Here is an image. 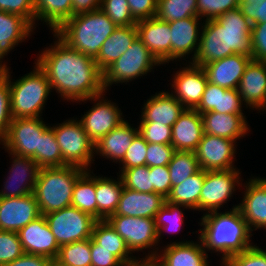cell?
<instances>
[{
	"label": "cell",
	"instance_id": "obj_1",
	"mask_svg": "<svg viewBox=\"0 0 266 266\" xmlns=\"http://www.w3.org/2000/svg\"><path fill=\"white\" fill-rule=\"evenodd\" d=\"M36 62L47 74L51 88L67 101H87L105 92L103 72L95 59L73 50L59 38L41 52Z\"/></svg>",
	"mask_w": 266,
	"mask_h": 266
},
{
	"label": "cell",
	"instance_id": "obj_2",
	"mask_svg": "<svg viewBox=\"0 0 266 266\" xmlns=\"http://www.w3.org/2000/svg\"><path fill=\"white\" fill-rule=\"evenodd\" d=\"M203 24L197 53L189 63L202 67L234 54L252 58V24L238 8Z\"/></svg>",
	"mask_w": 266,
	"mask_h": 266
},
{
	"label": "cell",
	"instance_id": "obj_3",
	"mask_svg": "<svg viewBox=\"0 0 266 266\" xmlns=\"http://www.w3.org/2000/svg\"><path fill=\"white\" fill-rule=\"evenodd\" d=\"M238 205L228 212L205 213L201 218L200 239L207 251L222 253V262L229 256L240 253L252 245L249 231Z\"/></svg>",
	"mask_w": 266,
	"mask_h": 266
},
{
	"label": "cell",
	"instance_id": "obj_4",
	"mask_svg": "<svg viewBox=\"0 0 266 266\" xmlns=\"http://www.w3.org/2000/svg\"><path fill=\"white\" fill-rule=\"evenodd\" d=\"M117 27L101 9H97L74 15L53 33L73 50L96 59L102 44Z\"/></svg>",
	"mask_w": 266,
	"mask_h": 266
},
{
	"label": "cell",
	"instance_id": "obj_5",
	"mask_svg": "<svg viewBox=\"0 0 266 266\" xmlns=\"http://www.w3.org/2000/svg\"><path fill=\"white\" fill-rule=\"evenodd\" d=\"M33 72L11 82L9 67L0 72L10 86V110L13 118L40 117L51 92V84L45 71L35 62Z\"/></svg>",
	"mask_w": 266,
	"mask_h": 266
},
{
	"label": "cell",
	"instance_id": "obj_6",
	"mask_svg": "<svg viewBox=\"0 0 266 266\" xmlns=\"http://www.w3.org/2000/svg\"><path fill=\"white\" fill-rule=\"evenodd\" d=\"M85 171L69 165L41 168L33 192L41 215L71 206L74 185Z\"/></svg>",
	"mask_w": 266,
	"mask_h": 266
},
{
	"label": "cell",
	"instance_id": "obj_7",
	"mask_svg": "<svg viewBox=\"0 0 266 266\" xmlns=\"http://www.w3.org/2000/svg\"><path fill=\"white\" fill-rule=\"evenodd\" d=\"M155 65L161 63L137 36L127 51L103 71L104 90L112 84L137 79L151 72Z\"/></svg>",
	"mask_w": 266,
	"mask_h": 266
},
{
	"label": "cell",
	"instance_id": "obj_8",
	"mask_svg": "<svg viewBox=\"0 0 266 266\" xmlns=\"http://www.w3.org/2000/svg\"><path fill=\"white\" fill-rule=\"evenodd\" d=\"M52 128L62 153L64 166H77L89 170L94 161L95 144L84 131L81 122L70 119Z\"/></svg>",
	"mask_w": 266,
	"mask_h": 266
},
{
	"label": "cell",
	"instance_id": "obj_9",
	"mask_svg": "<svg viewBox=\"0 0 266 266\" xmlns=\"http://www.w3.org/2000/svg\"><path fill=\"white\" fill-rule=\"evenodd\" d=\"M44 217L59 247L92 238V229L97 221L73 206L50 212Z\"/></svg>",
	"mask_w": 266,
	"mask_h": 266
},
{
	"label": "cell",
	"instance_id": "obj_10",
	"mask_svg": "<svg viewBox=\"0 0 266 266\" xmlns=\"http://www.w3.org/2000/svg\"><path fill=\"white\" fill-rule=\"evenodd\" d=\"M46 125L41 117L13 118L8 133L0 144L9 153L34 159L39 154L40 138L48 127Z\"/></svg>",
	"mask_w": 266,
	"mask_h": 266
},
{
	"label": "cell",
	"instance_id": "obj_11",
	"mask_svg": "<svg viewBox=\"0 0 266 266\" xmlns=\"http://www.w3.org/2000/svg\"><path fill=\"white\" fill-rule=\"evenodd\" d=\"M239 170L206 171L199 197V210L218 212L240 184ZM236 184V185H235Z\"/></svg>",
	"mask_w": 266,
	"mask_h": 266
},
{
	"label": "cell",
	"instance_id": "obj_12",
	"mask_svg": "<svg viewBox=\"0 0 266 266\" xmlns=\"http://www.w3.org/2000/svg\"><path fill=\"white\" fill-rule=\"evenodd\" d=\"M107 221L124 239L131 253L158 245L154 218L111 215Z\"/></svg>",
	"mask_w": 266,
	"mask_h": 266
},
{
	"label": "cell",
	"instance_id": "obj_13",
	"mask_svg": "<svg viewBox=\"0 0 266 266\" xmlns=\"http://www.w3.org/2000/svg\"><path fill=\"white\" fill-rule=\"evenodd\" d=\"M104 93L88 98L97 103L79 120L90 140L95 144L123 121L121 110L111 101L104 100ZM102 97V99H101Z\"/></svg>",
	"mask_w": 266,
	"mask_h": 266
},
{
	"label": "cell",
	"instance_id": "obj_14",
	"mask_svg": "<svg viewBox=\"0 0 266 266\" xmlns=\"http://www.w3.org/2000/svg\"><path fill=\"white\" fill-rule=\"evenodd\" d=\"M234 143H236L234 140L204 133L194 151L200 169L205 171L236 169L233 166L236 153Z\"/></svg>",
	"mask_w": 266,
	"mask_h": 266
},
{
	"label": "cell",
	"instance_id": "obj_15",
	"mask_svg": "<svg viewBox=\"0 0 266 266\" xmlns=\"http://www.w3.org/2000/svg\"><path fill=\"white\" fill-rule=\"evenodd\" d=\"M41 216L35 195L0 198V231L18 232Z\"/></svg>",
	"mask_w": 266,
	"mask_h": 266
},
{
	"label": "cell",
	"instance_id": "obj_16",
	"mask_svg": "<svg viewBox=\"0 0 266 266\" xmlns=\"http://www.w3.org/2000/svg\"><path fill=\"white\" fill-rule=\"evenodd\" d=\"M199 244L193 241H181L168 244L159 254L155 249L151 250L141 262L155 259L161 266H209L208 254L199 238ZM197 243V244H196ZM155 250V251H154Z\"/></svg>",
	"mask_w": 266,
	"mask_h": 266
},
{
	"label": "cell",
	"instance_id": "obj_17",
	"mask_svg": "<svg viewBox=\"0 0 266 266\" xmlns=\"http://www.w3.org/2000/svg\"><path fill=\"white\" fill-rule=\"evenodd\" d=\"M17 234L26 254L44 256L53 261L56 259L60 247L44 215L31 221L19 230Z\"/></svg>",
	"mask_w": 266,
	"mask_h": 266
},
{
	"label": "cell",
	"instance_id": "obj_18",
	"mask_svg": "<svg viewBox=\"0 0 266 266\" xmlns=\"http://www.w3.org/2000/svg\"><path fill=\"white\" fill-rule=\"evenodd\" d=\"M9 154L14 159L7 181L4 182V188L0 192V198L20 197L33 193L41 168L31 157Z\"/></svg>",
	"mask_w": 266,
	"mask_h": 266
},
{
	"label": "cell",
	"instance_id": "obj_19",
	"mask_svg": "<svg viewBox=\"0 0 266 266\" xmlns=\"http://www.w3.org/2000/svg\"><path fill=\"white\" fill-rule=\"evenodd\" d=\"M207 83L204 69L190 63L174 75L172 88L175 91L172 94L174 93V97L186 109H195L201 101Z\"/></svg>",
	"mask_w": 266,
	"mask_h": 266
},
{
	"label": "cell",
	"instance_id": "obj_20",
	"mask_svg": "<svg viewBox=\"0 0 266 266\" xmlns=\"http://www.w3.org/2000/svg\"><path fill=\"white\" fill-rule=\"evenodd\" d=\"M138 37L161 63L171 61V30L168 22L157 17L143 19L136 23Z\"/></svg>",
	"mask_w": 266,
	"mask_h": 266
},
{
	"label": "cell",
	"instance_id": "obj_21",
	"mask_svg": "<svg viewBox=\"0 0 266 266\" xmlns=\"http://www.w3.org/2000/svg\"><path fill=\"white\" fill-rule=\"evenodd\" d=\"M243 187L246 188V192L237 209L245 220L249 231L266 229V178L250 179Z\"/></svg>",
	"mask_w": 266,
	"mask_h": 266
},
{
	"label": "cell",
	"instance_id": "obj_22",
	"mask_svg": "<svg viewBox=\"0 0 266 266\" xmlns=\"http://www.w3.org/2000/svg\"><path fill=\"white\" fill-rule=\"evenodd\" d=\"M253 58L234 54L203 65L209 83L226 89H237L246 67Z\"/></svg>",
	"mask_w": 266,
	"mask_h": 266
},
{
	"label": "cell",
	"instance_id": "obj_23",
	"mask_svg": "<svg viewBox=\"0 0 266 266\" xmlns=\"http://www.w3.org/2000/svg\"><path fill=\"white\" fill-rule=\"evenodd\" d=\"M246 107L266 110V62L251 60L237 87Z\"/></svg>",
	"mask_w": 266,
	"mask_h": 266
},
{
	"label": "cell",
	"instance_id": "obj_24",
	"mask_svg": "<svg viewBox=\"0 0 266 266\" xmlns=\"http://www.w3.org/2000/svg\"><path fill=\"white\" fill-rule=\"evenodd\" d=\"M165 201L166 198L158 193H142L124 187L113 215L155 218Z\"/></svg>",
	"mask_w": 266,
	"mask_h": 266
},
{
	"label": "cell",
	"instance_id": "obj_25",
	"mask_svg": "<svg viewBox=\"0 0 266 266\" xmlns=\"http://www.w3.org/2000/svg\"><path fill=\"white\" fill-rule=\"evenodd\" d=\"M200 19L193 16L168 23L171 30V61L184 58L192 52L194 60L200 42Z\"/></svg>",
	"mask_w": 266,
	"mask_h": 266
},
{
	"label": "cell",
	"instance_id": "obj_26",
	"mask_svg": "<svg viewBox=\"0 0 266 266\" xmlns=\"http://www.w3.org/2000/svg\"><path fill=\"white\" fill-rule=\"evenodd\" d=\"M204 134L201 114L185 109L172 125L171 145L175 151H195Z\"/></svg>",
	"mask_w": 266,
	"mask_h": 266
},
{
	"label": "cell",
	"instance_id": "obj_27",
	"mask_svg": "<svg viewBox=\"0 0 266 266\" xmlns=\"http://www.w3.org/2000/svg\"><path fill=\"white\" fill-rule=\"evenodd\" d=\"M140 122H153L172 127L186 109L172 93L159 92L147 99Z\"/></svg>",
	"mask_w": 266,
	"mask_h": 266
},
{
	"label": "cell",
	"instance_id": "obj_28",
	"mask_svg": "<svg viewBox=\"0 0 266 266\" xmlns=\"http://www.w3.org/2000/svg\"><path fill=\"white\" fill-rule=\"evenodd\" d=\"M244 114L219 113L209 111L202 113L205 134L236 140L244 137L249 130Z\"/></svg>",
	"mask_w": 266,
	"mask_h": 266
},
{
	"label": "cell",
	"instance_id": "obj_29",
	"mask_svg": "<svg viewBox=\"0 0 266 266\" xmlns=\"http://www.w3.org/2000/svg\"><path fill=\"white\" fill-rule=\"evenodd\" d=\"M137 133L138 128L131 127L127 120L123 121L95 143L94 151L96 154L100 153V156L120 163Z\"/></svg>",
	"mask_w": 266,
	"mask_h": 266
},
{
	"label": "cell",
	"instance_id": "obj_30",
	"mask_svg": "<svg viewBox=\"0 0 266 266\" xmlns=\"http://www.w3.org/2000/svg\"><path fill=\"white\" fill-rule=\"evenodd\" d=\"M138 36L136 25L118 26L101 46L95 59L98 68L103 72L114 61L119 59Z\"/></svg>",
	"mask_w": 266,
	"mask_h": 266
},
{
	"label": "cell",
	"instance_id": "obj_31",
	"mask_svg": "<svg viewBox=\"0 0 266 266\" xmlns=\"http://www.w3.org/2000/svg\"><path fill=\"white\" fill-rule=\"evenodd\" d=\"M92 239L106 250L112 252L125 266H142L141 260L128 249L124 239L116 232L107 220H98L92 229Z\"/></svg>",
	"mask_w": 266,
	"mask_h": 266
},
{
	"label": "cell",
	"instance_id": "obj_32",
	"mask_svg": "<svg viewBox=\"0 0 266 266\" xmlns=\"http://www.w3.org/2000/svg\"><path fill=\"white\" fill-rule=\"evenodd\" d=\"M33 27L21 16L0 11V63L19 42L33 32Z\"/></svg>",
	"mask_w": 266,
	"mask_h": 266
},
{
	"label": "cell",
	"instance_id": "obj_33",
	"mask_svg": "<svg viewBox=\"0 0 266 266\" xmlns=\"http://www.w3.org/2000/svg\"><path fill=\"white\" fill-rule=\"evenodd\" d=\"M117 180L96 176L97 221L107 220L117 209L124 188L121 177Z\"/></svg>",
	"mask_w": 266,
	"mask_h": 266
},
{
	"label": "cell",
	"instance_id": "obj_34",
	"mask_svg": "<svg viewBox=\"0 0 266 266\" xmlns=\"http://www.w3.org/2000/svg\"><path fill=\"white\" fill-rule=\"evenodd\" d=\"M205 173V170L200 169L181 184L173 186L166 201L199 211V197Z\"/></svg>",
	"mask_w": 266,
	"mask_h": 266
},
{
	"label": "cell",
	"instance_id": "obj_35",
	"mask_svg": "<svg viewBox=\"0 0 266 266\" xmlns=\"http://www.w3.org/2000/svg\"><path fill=\"white\" fill-rule=\"evenodd\" d=\"M35 21L41 20L56 31L72 17V0H33Z\"/></svg>",
	"mask_w": 266,
	"mask_h": 266
},
{
	"label": "cell",
	"instance_id": "obj_36",
	"mask_svg": "<svg viewBox=\"0 0 266 266\" xmlns=\"http://www.w3.org/2000/svg\"><path fill=\"white\" fill-rule=\"evenodd\" d=\"M86 170L76 181L71 206L90 214L97 220L96 176Z\"/></svg>",
	"mask_w": 266,
	"mask_h": 266
},
{
	"label": "cell",
	"instance_id": "obj_37",
	"mask_svg": "<svg viewBox=\"0 0 266 266\" xmlns=\"http://www.w3.org/2000/svg\"><path fill=\"white\" fill-rule=\"evenodd\" d=\"M90 239L60 246L53 266H91Z\"/></svg>",
	"mask_w": 266,
	"mask_h": 266
},
{
	"label": "cell",
	"instance_id": "obj_38",
	"mask_svg": "<svg viewBox=\"0 0 266 266\" xmlns=\"http://www.w3.org/2000/svg\"><path fill=\"white\" fill-rule=\"evenodd\" d=\"M172 187L181 184L188 177L200 170L194 151H175L167 165Z\"/></svg>",
	"mask_w": 266,
	"mask_h": 266
},
{
	"label": "cell",
	"instance_id": "obj_39",
	"mask_svg": "<svg viewBox=\"0 0 266 266\" xmlns=\"http://www.w3.org/2000/svg\"><path fill=\"white\" fill-rule=\"evenodd\" d=\"M33 160L40 168L64 166L62 153L51 126L43 131L39 143V154Z\"/></svg>",
	"mask_w": 266,
	"mask_h": 266
},
{
	"label": "cell",
	"instance_id": "obj_40",
	"mask_svg": "<svg viewBox=\"0 0 266 266\" xmlns=\"http://www.w3.org/2000/svg\"><path fill=\"white\" fill-rule=\"evenodd\" d=\"M198 16L197 0H158L156 17L172 22Z\"/></svg>",
	"mask_w": 266,
	"mask_h": 266
},
{
	"label": "cell",
	"instance_id": "obj_41",
	"mask_svg": "<svg viewBox=\"0 0 266 266\" xmlns=\"http://www.w3.org/2000/svg\"><path fill=\"white\" fill-rule=\"evenodd\" d=\"M181 207L187 209L183 205L173 204L165 201L164 206L155 215V226L158 231V243L160 242V236L163 231L175 233L180 231L183 224V216Z\"/></svg>",
	"mask_w": 266,
	"mask_h": 266
},
{
	"label": "cell",
	"instance_id": "obj_42",
	"mask_svg": "<svg viewBox=\"0 0 266 266\" xmlns=\"http://www.w3.org/2000/svg\"><path fill=\"white\" fill-rule=\"evenodd\" d=\"M123 186L142 193H151L150 167L146 165L121 169Z\"/></svg>",
	"mask_w": 266,
	"mask_h": 266
},
{
	"label": "cell",
	"instance_id": "obj_43",
	"mask_svg": "<svg viewBox=\"0 0 266 266\" xmlns=\"http://www.w3.org/2000/svg\"><path fill=\"white\" fill-rule=\"evenodd\" d=\"M100 9L117 25H136L127 0H101Z\"/></svg>",
	"mask_w": 266,
	"mask_h": 266
},
{
	"label": "cell",
	"instance_id": "obj_44",
	"mask_svg": "<svg viewBox=\"0 0 266 266\" xmlns=\"http://www.w3.org/2000/svg\"><path fill=\"white\" fill-rule=\"evenodd\" d=\"M223 266H266V251L251 245L240 253L227 257Z\"/></svg>",
	"mask_w": 266,
	"mask_h": 266
},
{
	"label": "cell",
	"instance_id": "obj_45",
	"mask_svg": "<svg viewBox=\"0 0 266 266\" xmlns=\"http://www.w3.org/2000/svg\"><path fill=\"white\" fill-rule=\"evenodd\" d=\"M24 253L17 232L0 231V266L14 261Z\"/></svg>",
	"mask_w": 266,
	"mask_h": 266
},
{
	"label": "cell",
	"instance_id": "obj_46",
	"mask_svg": "<svg viewBox=\"0 0 266 266\" xmlns=\"http://www.w3.org/2000/svg\"><path fill=\"white\" fill-rule=\"evenodd\" d=\"M239 0H197L198 17L207 20L216 19L221 14L237 9Z\"/></svg>",
	"mask_w": 266,
	"mask_h": 266
},
{
	"label": "cell",
	"instance_id": "obj_47",
	"mask_svg": "<svg viewBox=\"0 0 266 266\" xmlns=\"http://www.w3.org/2000/svg\"><path fill=\"white\" fill-rule=\"evenodd\" d=\"M138 133L147 143L171 144L172 127L153 122H140Z\"/></svg>",
	"mask_w": 266,
	"mask_h": 266
},
{
	"label": "cell",
	"instance_id": "obj_48",
	"mask_svg": "<svg viewBox=\"0 0 266 266\" xmlns=\"http://www.w3.org/2000/svg\"><path fill=\"white\" fill-rule=\"evenodd\" d=\"M148 143L137 133L133 138L131 146L126 151L123 160L120 162L122 169H129L136 166L146 165Z\"/></svg>",
	"mask_w": 266,
	"mask_h": 266
},
{
	"label": "cell",
	"instance_id": "obj_49",
	"mask_svg": "<svg viewBox=\"0 0 266 266\" xmlns=\"http://www.w3.org/2000/svg\"><path fill=\"white\" fill-rule=\"evenodd\" d=\"M13 117L10 110V86L0 73V142L6 137Z\"/></svg>",
	"mask_w": 266,
	"mask_h": 266
},
{
	"label": "cell",
	"instance_id": "obj_50",
	"mask_svg": "<svg viewBox=\"0 0 266 266\" xmlns=\"http://www.w3.org/2000/svg\"><path fill=\"white\" fill-rule=\"evenodd\" d=\"M0 11L23 17L33 28L35 8L33 0H0Z\"/></svg>",
	"mask_w": 266,
	"mask_h": 266
},
{
	"label": "cell",
	"instance_id": "obj_51",
	"mask_svg": "<svg viewBox=\"0 0 266 266\" xmlns=\"http://www.w3.org/2000/svg\"><path fill=\"white\" fill-rule=\"evenodd\" d=\"M174 152L175 149L171 144L148 143L146 166L155 167L168 165Z\"/></svg>",
	"mask_w": 266,
	"mask_h": 266
},
{
	"label": "cell",
	"instance_id": "obj_52",
	"mask_svg": "<svg viewBox=\"0 0 266 266\" xmlns=\"http://www.w3.org/2000/svg\"><path fill=\"white\" fill-rule=\"evenodd\" d=\"M150 175L151 192L158 193L167 199L172 189L168 166L150 167Z\"/></svg>",
	"mask_w": 266,
	"mask_h": 266
},
{
	"label": "cell",
	"instance_id": "obj_53",
	"mask_svg": "<svg viewBox=\"0 0 266 266\" xmlns=\"http://www.w3.org/2000/svg\"><path fill=\"white\" fill-rule=\"evenodd\" d=\"M238 9L252 25L266 22V0H239Z\"/></svg>",
	"mask_w": 266,
	"mask_h": 266
},
{
	"label": "cell",
	"instance_id": "obj_54",
	"mask_svg": "<svg viewBox=\"0 0 266 266\" xmlns=\"http://www.w3.org/2000/svg\"><path fill=\"white\" fill-rule=\"evenodd\" d=\"M226 90V88L208 82L201 101L195 110L200 114L209 111L219 112L220 92H225Z\"/></svg>",
	"mask_w": 266,
	"mask_h": 266
},
{
	"label": "cell",
	"instance_id": "obj_55",
	"mask_svg": "<svg viewBox=\"0 0 266 266\" xmlns=\"http://www.w3.org/2000/svg\"><path fill=\"white\" fill-rule=\"evenodd\" d=\"M252 58L266 62V22L252 25Z\"/></svg>",
	"mask_w": 266,
	"mask_h": 266
},
{
	"label": "cell",
	"instance_id": "obj_56",
	"mask_svg": "<svg viewBox=\"0 0 266 266\" xmlns=\"http://www.w3.org/2000/svg\"><path fill=\"white\" fill-rule=\"evenodd\" d=\"M91 266H125L112 252L90 238Z\"/></svg>",
	"mask_w": 266,
	"mask_h": 266
},
{
	"label": "cell",
	"instance_id": "obj_57",
	"mask_svg": "<svg viewBox=\"0 0 266 266\" xmlns=\"http://www.w3.org/2000/svg\"><path fill=\"white\" fill-rule=\"evenodd\" d=\"M136 21L156 17L158 0H127Z\"/></svg>",
	"mask_w": 266,
	"mask_h": 266
},
{
	"label": "cell",
	"instance_id": "obj_58",
	"mask_svg": "<svg viewBox=\"0 0 266 266\" xmlns=\"http://www.w3.org/2000/svg\"><path fill=\"white\" fill-rule=\"evenodd\" d=\"M242 99L237 89H227L220 92L219 113L243 114Z\"/></svg>",
	"mask_w": 266,
	"mask_h": 266
},
{
	"label": "cell",
	"instance_id": "obj_59",
	"mask_svg": "<svg viewBox=\"0 0 266 266\" xmlns=\"http://www.w3.org/2000/svg\"><path fill=\"white\" fill-rule=\"evenodd\" d=\"M54 261L50 258L24 253L19 258L3 266H53Z\"/></svg>",
	"mask_w": 266,
	"mask_h": 266
},
{
	"label": "cell",
	"instance_id": "obj_60",
	"mask_svg": "<svg viewBox=\"0 0 266 266\" xmlns=\"http://www.w3.org/2000/svg\"><path fill=\"white\" fill-rule=\"evenodd\" d=\"M101 0H72V17L74 15L100 9Z\"/></svg>",
	"mask_w": 266,
	"mask_h": 266
},
{
	"label": "cell",
	"instance_id": "obj_61",
	"mask_svg": "<svg viewBox=\"0 0 266 266\" xmlns=\"http://www.w3.org/2000/svg\"><path fill=\"white\" fill-rule=\"evenodd\" d=\"M142 266H161L155 259L142 262Z\"/></svg>",
	"mask_w": 266,
	"mask_h": 266
},
{
	"label": "cell",
	"instance_id": "obj_62",
	"mask_svg": "<svg viewBox=\"0 0 266 266\" xmlns=\"http://www.w3.org/2000/svg\"><path fill=\"white\" fill-rule=\"evenodd\" d=\"M7 65L5 64V62H4V64H1L0 63V72L6 67Z\"/></svg>",
	"mask_w": 266,
	"mask_h": 266
}]
</instances>
